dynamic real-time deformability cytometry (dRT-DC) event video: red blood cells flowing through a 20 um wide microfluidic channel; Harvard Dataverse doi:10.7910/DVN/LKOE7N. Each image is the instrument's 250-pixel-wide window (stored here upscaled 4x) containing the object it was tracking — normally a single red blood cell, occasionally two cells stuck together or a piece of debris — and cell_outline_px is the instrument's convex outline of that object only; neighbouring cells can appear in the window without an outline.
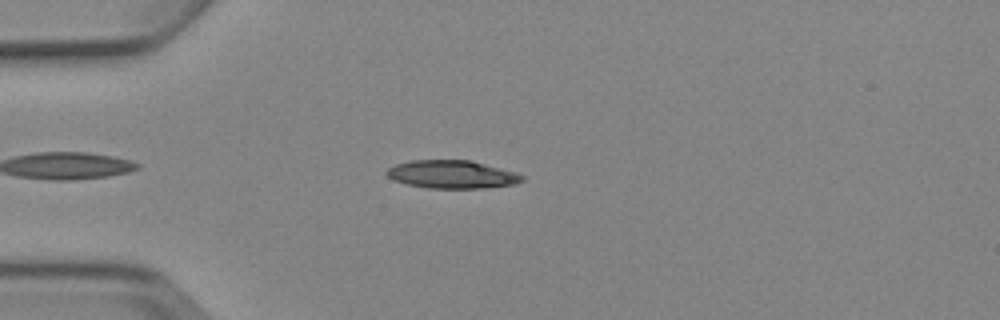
{"species": "Egyptian fruit bat (a non-hibernating species)", "species_latin": "Rousettus aegyptiacus", "temperature_condition": "cold", "stored_images_in_passage": 4, "camera_frame_rate_fps": 3000, "um_per_image_px": 0.085, "animal": {"sex": "female"}, "frame": {"image": 1, "passage_image": 4, "time_ms": 3.667, "image_size_px": [1000, 320], "cell_outline_px": [[524, 180], [516, 184], [484, 188], [428, 188], [408, 184], [392, 180], [384, 172], [388, 168], [396, 164], [412, 160], [472, 160], [512, 172], [524, 176]], "centroid_in_image_um": [38.38, 14.82], "position_along_channel_um": 46.6, "area_um2": 22.02}}